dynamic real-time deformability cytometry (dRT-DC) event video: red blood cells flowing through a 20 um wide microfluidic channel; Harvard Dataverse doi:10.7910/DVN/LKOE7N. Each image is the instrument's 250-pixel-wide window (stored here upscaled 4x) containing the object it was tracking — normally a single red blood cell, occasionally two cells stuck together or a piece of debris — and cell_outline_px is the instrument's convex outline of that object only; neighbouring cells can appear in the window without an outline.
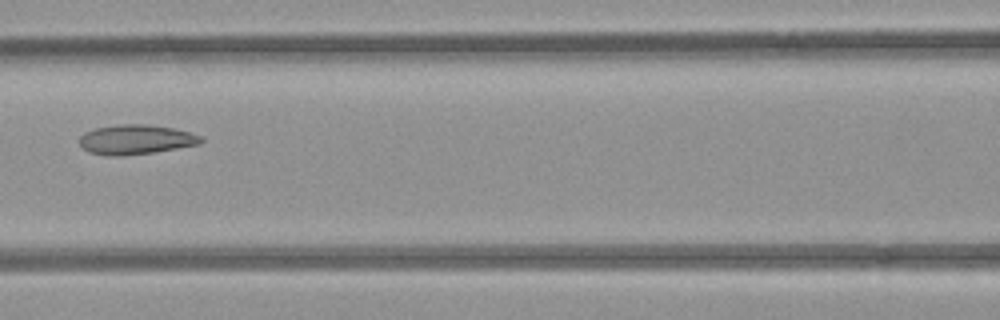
{"species": "common noctule bat (a hibernating species)", "species_latin": "Nyctalus noctula", "temperature_condition": "room temperature", "stored_images_in_passage": 7, "camera_frame_rate_fps": 3000, "um_per_image_px": 0.085, "animal": {"sex": "female", "body_mass_g": 21.9}, "frame": {"image": 1, "passage_image": 7, "time_ms": 7.0, "image_size_px": [1000, 320], "cell_outline_px": [[204, 140], [200, 144], [152, 152], [120, 156], [108, 156], [88, 152], [80, 144], [80, 136], [84, 132], [96, 128], [124, 124], [144, 124], [172, 128], [204, 136]], "centroid_in_image_um": [11.55, 11.86], "position_along_channel_um": 155.1, "area_um2": 20.81}}